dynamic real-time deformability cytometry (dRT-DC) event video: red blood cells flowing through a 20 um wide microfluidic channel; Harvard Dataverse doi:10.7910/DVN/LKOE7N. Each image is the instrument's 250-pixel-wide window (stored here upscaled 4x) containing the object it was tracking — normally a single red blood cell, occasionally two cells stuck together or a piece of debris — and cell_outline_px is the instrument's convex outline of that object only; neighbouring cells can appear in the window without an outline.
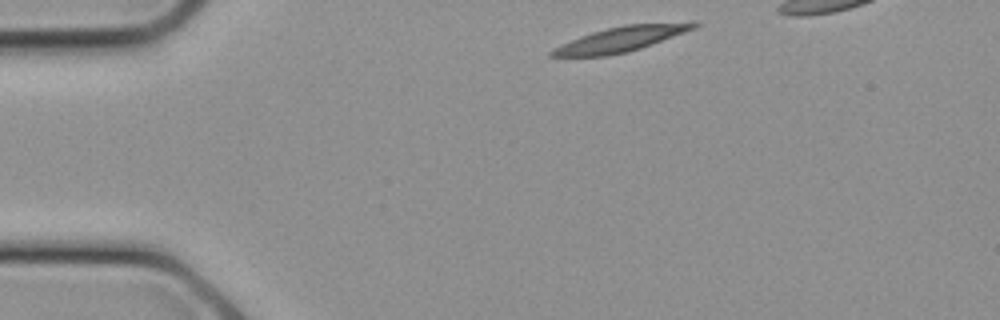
{"species": "common noctule bat (a hibernating species)", "species_latin": "Nyctalus noctula", "temperature_condition": "cold", "stored_images_in_passage": 7, "camera_frame_rate_fps": 3000, "um_per_image_px": 0.085, "animal": {"sex": "female", "body_mass_g": 21.9}, "frame": {"image": 1, "passage_image": 1, "time_ms": 0.0, "image_size_px": [1000, 320], "cell_outline_px": [[700, 24], [696, 28], [652, 44], [628, 52], [608, 56], [548, 56], [548, 52], [580, 36], [592, 32], [624, 24], [696, 20]], "centroid_in_image_um": [52.92, 3.29], "position_along_channel_um": 32.1, "area_um2": 20.92}}
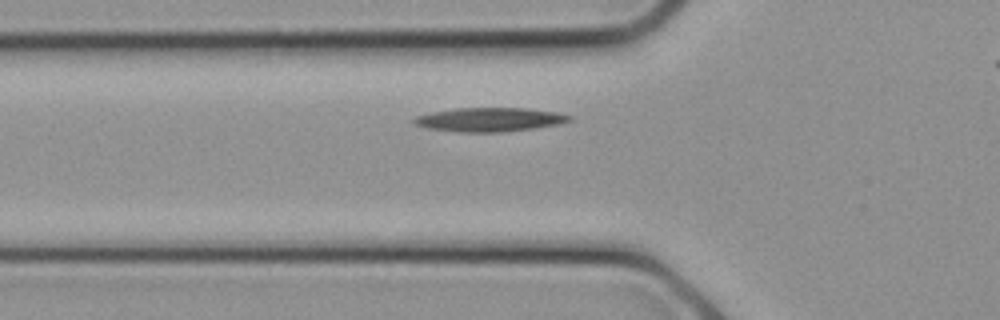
{"frame": {"image": 2, "passage_image": 5, "time_ms": 1.333, "image_size_px": [1000, 320], "cell_outline_px": [[572, 120], [556, 124], [532, 128], [504, 132], [456, 132], [428, 128], [416, 124], [412, 120], [416, 116], [432, 112], [456, 108], [524, 108], [556, 112], [572, 116]], "centroid_in_image_um": [41.59, 10.16], "position_along_channel_um": 84.2, "area_um2": 21.44}}
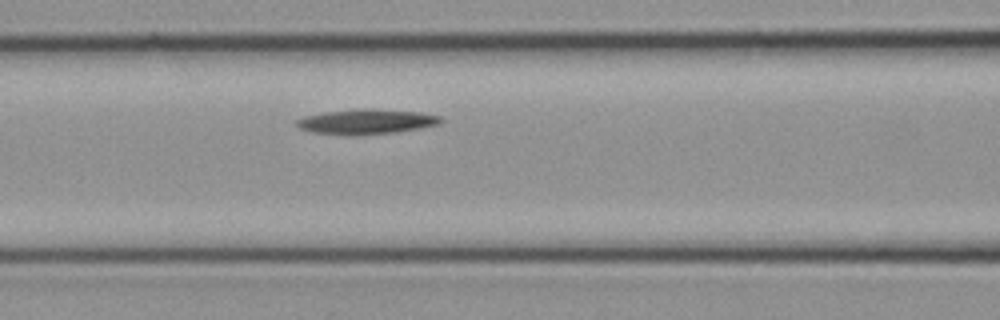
{"frame": {"image": 3, "passage_image": 7, "time_ms": 2.0, "image_size_px": [1000, 320], "cell_outline_px": [[444, 120], [440, 124], [420, 128], [392, 132], [348, 136], [312, 132], [300, 128], [296, 124], [296, 120], [304, 116], [324, 112], [360, 108], [368, 108], [420, 112], [440, 116]], "centroid_in_image_um": [31.13, 10.33], "position_along_channel_um": 135.5, "area_um2": 21.04}}